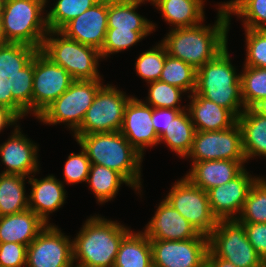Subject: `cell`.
Masks as SVG:
<instances>
[{"label":"cell","mask_w":266,"mask_h":267,"mask_svg":"<svg viewBox=\"0 0 266 267\" xmlns=\"http://www.w3.org/2000/svg\"><path fill=\"white\" fill-rule=\"evenodd\" d=\"M230 16L223 4L218 8L215 24L171 28L161 43L167 54L193 66L196 70L213 60L227 45Z\"/></svg>","instance_id":"6da1fadb"},{"label":"cell","mask_w":266,"mask_h":267,"mask_svg":"<svg viewBox=\"0 0 266 267\" xmlns=\"http://www.w3.org/2000/svg\"><path fill=\"white\" fill-rule=\"evenodd\" d=\"M86 152L91 164H98L120 173L139 191L143 156L128 142L120 131L74 135Z\"/></svg>","instance_id":"7a4b0ae2"},{"label":"cell","mask_w":266,"mask_h":267,"mask_svg":"<svg viewBox=\"0 0 266 267\" xmlns=\"http://www.w3.org/2000/svg\"><path fill=\"white\" fill-rule=\"evenodd\" d=\"M130 231L121 223L100 216L85 221L73 243L74 267H114L120 242Z\"/></svg>","instance_id":"3957f363"},{"label":"cell","mask_w":266,"mask_h":267,"mask_svg":"<svg viewBox=\"0 0 266 267\" xmlns=\"http://www.w3.org/2000/svg\"><path fill=\"white\" fill-rule=\"evenodd\" d=\"M227 48L197 69L194 94L229 109L238 117L245 109L241 95L240 74L236 73Z\"/></svg>","instance_id":"277c9868"},{"label":"cell","mask_w":266,"mask_h":267,"mask_svg":"<svg viewBox=\"0 0 266 267\" xmlns=\"http://www.w3.org/2000/svg\"><path fill=\"white\" fill-rule=\"evenodd\" d=\"M47 0H5L1 14L7 42L22 43L41 50L49 32L45 10Z\"/></svg>","instance_id":"5b68a950"},{"label":"cell","mask_w":266,"mask_h":267,"mask_svg":"<svg viewBox=\"0 0 266 267\" xmlns=\"http://www.w3.org/2000/svg\"><path fill=\"white\" fill-rule=\"evenodd\" d=\"M40 51L63 67L74 80H101L97 67L102 57L94 47L70 39L60 31L49 30Z\"/></svg>","instance_id":"8992f818"},{"label":"cell","mask_w":266,"mask_h":267,"mask_svg":"<svg viewBox=\"0 0 266 267\" xmlns=\"http://www.w3.org/2000/svg\"><path fill=\"white\" fill-rule=\"evenodd\" d=\"M102 85L101 80H74L37 118L49 125L67 122L68 127L75 132Z\"/></svg>","instance_id":"52a82bcc"},{"label":"cell","mask_w":266,"mask_h":267,"mask_svg":"<svg viewBox=\"0 0 266 267\" xmlns=\"http://www.w3.org/2000/svg\"><path fill=\"white\" fill-rule=\"evenodd\" d=\"M209 248L236 267H264L266 263L248 241L244 226L237 219L218 220L209 236Z\"/></svg>","instance_id":"ba28073f"},{"label":"cell","mask_w":266,"mask_h":267,"mask_svg":"<svg viewBox=\"0 0 266 267\" xmlns=\"http://www.w3.org/2000/svg\"><path fill=\"white\" fill-rule=\"evenodd\" d=\"M131 98L111 84L103 85L74 135L120 131L125 107Z\"/></svg>","instance_id":"9c48e42d"},{"label":"cell","mask_w":266,"mask_h":267,"mask_svg":"<svg viewBox=\"0 0 266 267\" xmlns=\"http://www.w3.org/2000/svg\"><path fill=\"white\" fill-rule=\"evenodd\" d=\"M165 200L172 205L199 234L209 237L217 225L206 191L186 177L174 183Z\"/></svg>","instance_id":"30bf717a"},{"label":"cell","mask_w":266,"mask_h":267,"mask_svg":"<svg viewBox=\"0 0 266 267\" xmlns=\"http://www.w3.org/2000/svg\"><path fill=\"white\" fill-rule=\"evenodd\" d=\"M189 157L193 163L209 160L246 161L239 124L220 131H196L187 155Z\"/></svg>","instance_id":"8fae6325"},{"label":"cell","mask_w":266,"mask_h":267,"mask_svg":"<svg viewBox=\"0 0 266 267\" xmlns=\"http://www.w3.org/2000/svg\"><path fill=\"white\" fill-rule=\"evenodd\" d=\"M74 79L40 50L34 56L33 112L36 118L60 97Z\"/></svg>","instance_id":"7c38bea8"},{"label":"cell","mask_w":266,"mask_h":267,"mask_svg":"<svg viewBox=\"0 0 266 267\" xmlns=\"http://www.w3.org/2000/svg\"><path fill=\"white\" fill-rule=\"evenodd\" d=\"M73 263L72 240L52 224L27 246L26 267H73Z\"/></svg>","instance_id":"4fadbf2b"},{"label":"cell","mask_w":266,"mask_h":267,"mask_svg":"<svg viewBox=\"0 0 266 267\" xmlns=\"http://www.w3.org/2000/svg\"><path fill=\"white\" fill-rule=\"evenodd\" d=\"M157 267H205L209 237L199 234L184 241L150 240Z\"/></svg>","instance_id":"5bb4252c"},{"label":"cell","mask_w":266,"mask_h":267,"mask_svg":"<svg viewBox=\"0 0 266 267\" xmlns=\"http://www.w3.org/2000/svg\"><path fill=\"white\" fill-rule=\"evenodd\" d=\"M258 178L250 176L244 169L226 184L207 191L211 211L217 220L237 219L236 214L239 212L240 215L250 188Z\"/></svg>","instance_id":"9a60e30c"},{"label":"cell","mask_w":266,"mask_h":267,"mask_svg":"<svg viewBox=\"0 0 266 267\" xmlns=\"http://www.w3.org/2000/svg\"><path fill=\"white\" fill-rule=\"evenodd\" d=\"M108 0H100L93 7L68 22L60 32L77 42L102 49L108 29Z\"/></svg>","instance_id":"2e32d148"},{"label":"cell","mask_w":266,"mask_h":267,"mask_svg":"<svg viewBox=\"0 0 266 267\" xmlns=\"http://www.w3.org/2000/svg\"><path fill=\"white\" fill-rule=\"evenodd\" d=\"M120 132L142 156L145 147L159 144L152 122V107L133 96L125 107Z\"/></svg>","instance_id":"e0dca14e"},{"label":"cell","mask_w":266,"mask_h":267,"mask_svg":"<svg viewBox=\"0 0 266 267\" xmlns=\"http://www.w3.org/2000/svg\"><path fill=\"white\" fill-rule=\"evenodd\" d=\"M156 210L143 232L149 240L184 241L199 235L190 222L165 199Z\"/></svg>","instance_id":"ac0fdd59"},{"label":"cell","mask_w":266,"mask_h":267,"mask_svg":"<svg viewBox=\"0 0 266 267\" xmlns=\"http://www.w3.org/2000/svg\"><path fill=\"white\" fill-rule=\"evenodd\" d=\"M18 126L17 124L14 126L15 129L10 138L0 145L1 160L6 165L2 174L28 176L39 170L38 147L21 133Z\"/></svg>","instance_id":"d6986e66"},{"label":"cell","mask_w":266,"mask_h":267,"mask_svg":"<svg viewBox=\"0 0 266 267\" xmlns=\"http://www.w3.org/2000/svg\"><path fill=\"white\" fill-rule=\"evenodd\" d=\"M247 161L209 160L194 162L185 177L204 191L226 184L237 177L245 168Z\"/></svg>","instance_id":"ffe728a7"},{"label":"cell","mask_w":266,"mask_h":267,"mask_svg":"<svg viewBox=\"0 0 266 267\" xmlns=\"http://www.w3.org/2000/svg\"><path fill=\"white\" fill-rule=\"evenodd\" d=\"M187 110L196 131H220L237 123V117L229 110L201 95L192 94Z\"/></svg>","instance_id":"44dd1931"},{"label":"cell","mask_w":266,"mask_h":267,"mask_svg":"<svg viewBox=\"0 0 266 267\" xmlns=\"http://www.w3.org/2000/svg\"><path fill=\"white\" fill-rule=\"evenodd\" d=\"M27 178L29 179L28 183L32 185V190L28 196L29 209L48 224L49 212L58 210L65 202L64 185L53 175L40 180L32 178V176Z\"/></svg>","instance_id":"7402d4cb"},{"label":"cell","mask_w":266,"mask_h":267,"mask_svg":"<svg viewBox=\"0 0 266 267\" xmlns=\"http://www.w3.org/2000/svg\"><path fill=\"white\" fill-rule=\"evenodd\" d=\"M32 210L0 217V243H19L28 246L46 227Z\"/></svg>","instance_id":"603a6c76"},{"label":"cell","mask_w":266,"mask_h":267,"mask_svg":"<svg viewBox=\"0 0 266 267\" xmlns=\"http://www.w3.org/2000/svg\"><path fill=\"white\" fill-rule=\"evenodd\" d=\"M242 132V147L246 161L255 156L266 157V116L246 108L237 117Z\"/></svg>","instance_id":"cb8c5ba5"},{"label":"cell","mask_w":266,"mask_h":267,"mask_svg":"<svg viewBox=\"0 0 266 267\" xmlns=\"http://www.w3.org/2000/svg\"><path fill=\"white\" fill-rule=\"evenodd\" d=\"M152 4L175 28L195 26L204 20L203 0H155Z\"/></svg>","instance_id":"d4e9b609"},{"label":"cell","mask_w":266,"mask_h":267,"mask_svg":"<svg viewBox=\"0 0 266 267\" xmlns=\"http://www.w3.org/2000/svg\"><path fill=\"white\" fill-rule=\"evenodd\" d=\"M141 0H108V28L116 30L154 31L155 24L136 12Z\"/></svg>","instance_id":"484cf974"},{"label":"cell","mask_w":266,"mask_h":267,"mask_svg":"<svg viewBox=\"0 0 266 267\" xmlns=\"http://www.w3.org/2000/svg\"><path fill=\"white\" fill-rule=\"evenodd\" d=\"M152 247L143 232L130 230L120 242L114 267H151Z\"/></svg>","instance_id":"4316f807"},{"label":"cell","mask_w":266,"mask_h":267,"mask_svg":"<svg viewBox=\"0 0 266 267\" xmlns=\"http://www.w3.org/2000/svg\"><path fill=\"white\" fill-rule=\"evenodd\" d=\"M186 110L181 111L159 137V143L164 141L167 147L169 146L172 151L184 158L192 148L196 133L189 111L186 112Z\"/></svg>","instance_id":"83f0119b"},{"label":"cell","mask_w":266,"mask_h":267,"mask_svg":"<svg viewBox=\"0 0 266 267\" xmlns=\"http://www.w3.org/2000/svg\"><path fill=\"white\" fill-rule=\"evenodd\" d=\"M25 179L20 174H0V217L29 209Z\"/></svg>","instance_id":"f1b7e54d"},{"label":"cell","mask_w":266,"mask_h":267,"mask_svg":"<svg viewBox=\"0 0 266 267\" xmlns=\"http://www.w3.org/2000/svg\"><path fill=\"white\" fill-rule=\"evenodd\" d=\"M87 182L101 204L113 199L122 183L132 187L120 173L98 164H91Z\"/></svg>","instance_id":"f546056e"},{"label":"cell","mask_w":266,"mask_h":267,"mask_svg":"<svg viewBox=\"0 0 266 267\" xmlns=\"http://www.w3.org/2000/svg\"><path fill=\"white\" fill-rule=\"evenodd\" d=\"M39 49L22 43L0 45V79L7 80L24 69Z\"/></svg>","instance_id":"4dcf8cb0"},{"label":"cell","mask_w":266,"mask_h":267,"mask_svg":"<svg viewBox=\"0 0 266 267\" xmlns=\"http://www.w3.org/2000/svg\"><path fill=\"white\" fill-rule=\"evenodd\" d=\"M196 78L197 70L193 66L170 55L166 56L160 81L181 88L185 92L191 91L193 94L196 89Z\"/></svg>","instance_id":"1f68e13d"},{"label":"cell","mask_w":266,"mask_h":267,"mask_svg":"<svg viewBox=\"0 0 266 267\" xmlns=\"http://www.w3.org/2000/svg\"><path fill=\"white\" fill-rule=\"evenodd\" d=\"M223 5L229 16L244 18V28L266 29V0H231Z\"/></svg>","instance_id":"d6a6232c"},{"label":"cell","mask_w":266,"mask_h":267,"mask_svg":"<svg viewBox=\"0 0 266 267\" xmlns=\"http://www.w3.org/2000/svg\"><path fill=\"white\" fill-rule=\"evenodd\" d=\"M100 0H58L45 15L49 30L60 31L68 22L75 19Z\"/></svg>","instance_id":"836d02e7"},{"label":"cell","mask_w":266,"mask_h":267,"mask_svg":"<svg viewBox=\"0 0 266 267\" xmlns=\"http://www.w3.org/2000/svg\"><path fill=\"white\" fill-rule=\"evenodd\" d=\"M239 216L240 223H266V182L262 178L251 186Z\"/></svg>","instance_id":"e575fe53"},{"label":"cell","mask_w":266,"mask_h":267,"mask_svg":"<svg viewBox=\"0 0 266 267\" xmlns=\"http://www.w3.org/2000/svg\"><path fill=\"white\" fill-rule=\"evenodd\" d=\"M240 81L245 109L266 97V68L244 66Z\"/></svg>","instance_id":"d590c367"},{"label":"cell","mask_w":266,"mask_h":267,"mask_svg":"<svg viewBox=\"0 0 266 267\" xmlns=\"http://www.w3.org/2000/svg\"><path fill=\"white\" fill-rule=\"evenodd\" d=\"M34 58L19 73L5 81H10L12 98L27 112L33 111Z\"/></svg>","instance_id":"8d00e7d4"},{"label":"cell","mask_w":266,"mask_h":267,"mask_svg":"<svg viewBox=\"0 0 266 267\" xmlns=\"http://www.w3.org/2000/svg\"><path fill=\"white\" fill-rule=\"evenodd\" d=\"M167 55L166 48L161 42L142 52L135 63L136 73L147 83L159 80Z\"/></svg>","instance_id":"74e56055"},{"label":"cell","mask_w":266,"mask_h":267,"mask_svg":"<svg viewBox=\"0 0 266 267\" xmlns=\"http://www.w3.org/2000/svg\"><path fill=\"white\" fill-rule=\"evenodd\" d=\"M149 96L145 104L152 108H171L184 110L186 107L183 106L181 109L180 100L181 94L185 91L181 88L172 86L160 80L150 82ZM179 104V105H178ZM178 105V106H177Z\"/></svg>","instance_id":"f35d334b"},{"label":"cell","mask_w":266,"mask_h":267,"mask_svg":"<svg viewBox=\"0 0 266 267\" xmlns=\"http://www.w3.org/2000/svg\"><path fill=\"white\" fill-rule=\"evenodd\" d=\"M152 31H132V30H116V28H108L105 41L100 50L102 59L107 58L110 54L124 51L135 45Z\"/></svg>","instance_id":"ab89813d"},{"label":"cell","mask_w":266,"mask_h":267,"mask_svg":"<svg viewBox=\"0 0 266 267\" xmlns=\"http://www.w3.org/2000/svg\"><path fill=\"white\" fill-rule=\"evenodd\" d=\"M246 61L244 66L266 68V29H246Z\"/></svg>","instance_id":"60d3db41"},{"label":"cell","mask_w":266,"mask_h":267,"mask_svg":"<svg viewBox=\"0 0 266 267\" xmlns=\"http://www.w3.org/2000/svg\"><path fill=\"white\" fill-rule=\"evenodd\" d=\"M91 162L86 152L81 149L78 154L71 153L64 166V179L68 184L87 182Z\"/></svg>","instance_id":"b9f144b4"},{"label":"cell","mask_w":266,"mask_h":267,"mask_svg":"<svg viewBox=\"0 0 266 267\" xmlns=\"http://www.w3.org/2000/svg\"><path fill=\"white\" fill-rule=\"evenodd\" d=\"M27 246L19 243H0V267L26 266Z\"/></svg>","instance_id":"7bdbcfd3"},{"label":"cell","mask_w":266,"mask_h":267,"mask_svg":"<svg viewBox=\"0 0 266 267\" xmlns=\"http://www.w3.org/2000/svg\"><path fill=\"white\" fill-rule=\"evenodd\" d=\"M248 241L266 263V223H242Z\"/></svg>","instance_id":"ee69618b"},{"label":"cell","mask_w":266,"mask_h":267,"mask_svg":"<svg viewBox=\"0 0 266 267\" xmlns=\"http://www.w3.org/2000/svg\"><path fill=\"white\" fill-rule=\"evenodd\" d=\"M183 110L171 108H152L153 127L160 137L170 125L171 121Z\"/></svg>","instance_id":"f6af8a7d"},{"label":"cell","mask_w":266,"mask_h":267,"mask_svg":"<svg viewBox=\"0 0 266 267\" xmlns=\"http://www.w3.org/2000/svg\"><path fill=\"white\" fill-rule=\"evenodd\" d=\"M10 81L0 79V106L12 110L19 118L26 116L27 112L12 98Z\"/></svg>","instance_id":"bcb514c9"},{"label":"cell","mask_w":266,"mask_h":267,"mask_svg":"<svg viewBox=\"0 0 266 267\" xmlns=\"http://www.w3.org/2000/svg\"><path fill=\"white\" fill-rule=\"evenodd\" d=\"M20 118L10 109L0 106V132L6 126H12L18 122Z\"/></svg>","instance_id":"7dc6e473"},{"label":"cell","mask_w":266,"mask_h":267,"mask_svg":"<svg viewBox=\"0 0 266 267\" xmlns=\"http://www.w3.org/2000/svg\"><path fill=\"white\" fill-rule=\"evenodd\" d=\"M207 267H236L232 262L218 257L210 248L206 256Z\"/></svg>","instance_id":"c3c4849f"},{"label":"cell","mask_w":266,"mask_h":267,"mask_svg":"<svg viewBox=\"0 0 266 267\" xmlns=\"http://www.w3.org/2000/svg\"><path fill=\"white\" fill-rule=\"evenodd\" d=\"M251 108L259 115L266 116V97L260 99Z\"/></svg>","instance_id":"681fc988"},{"label":"cell","mask_w":266,"mask_h":267,"mask_svg":"<svg viewBox=\"0 0 266 267\" xmlns=\"http://www.w3.org/2000/svg\"><path fill=\"white\" fill-rule=\"evenodd\" d=\"M8 43L4 37L3 28H2V21L0 17V45Z\"/></svg>","instance_id":"f907efd6"},{"label":"cell","mask_w":266,"mask_h":267,"mask_svg":"<svg viewBox=\"0 0 266 267\" xmlns=\"http://www.w3.org/2000/svg\"><path fill=\"white\" fill-rule=\"evenodd\" d=\"M4 2H5L4 0H0V17H1L2 11H3Z\"/></svg>","instance_id":"816d5d0a"},{"label":"cell","mask_w":266,"mask_h":267,"mask_svg":"<svg viewBox=\"0 0 266 267\" xmlns=\"http://www.w3.org/2000/svg\"><path fill=\"white\" fill-rule=\"evenodd\" d=\"M141 1H147V0H141ZM148 1H150L151 3H153L155 0H148Z\"/></svg>","instance_id":"f5cc1de1"}]
</instances>
